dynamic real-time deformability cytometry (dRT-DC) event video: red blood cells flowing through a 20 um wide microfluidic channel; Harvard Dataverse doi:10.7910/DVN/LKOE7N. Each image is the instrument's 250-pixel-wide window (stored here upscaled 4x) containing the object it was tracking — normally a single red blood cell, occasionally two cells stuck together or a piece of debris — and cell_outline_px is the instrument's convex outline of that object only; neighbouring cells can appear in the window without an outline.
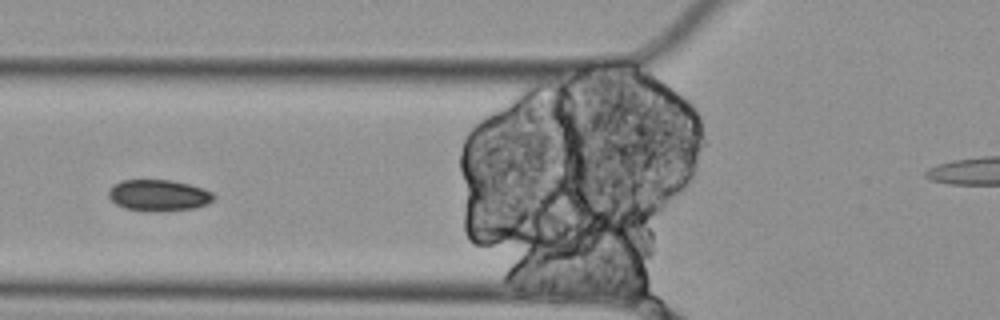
{"species": "Egyptian fruit bat (a non-hibernating species)", "species_latin": "Rousettus aegyptiacus", "temperature_condition": "cold", "stored_images_in_passage": 16, "camera_frame_rate_fps": 3000, "um_per_image_px": 0.085, "animal": {"sex": "female"}, "frame": {"image": 1, "passage_image": 5, "time_ms": 1.333, "image_size_px": [1000, 320], "cell_outline_px": [[216, 196], [208, 204], [196, 208], [124, 208], [116, 204], [108, 196], [108, 188], [112, 184], [120, 180], [172, 180], [204, 188], [212, 192]], "centroid_in_image_um": [13.47, 16.53], "position_along_channel_um": 112.3, "area_um2": 18.44}}
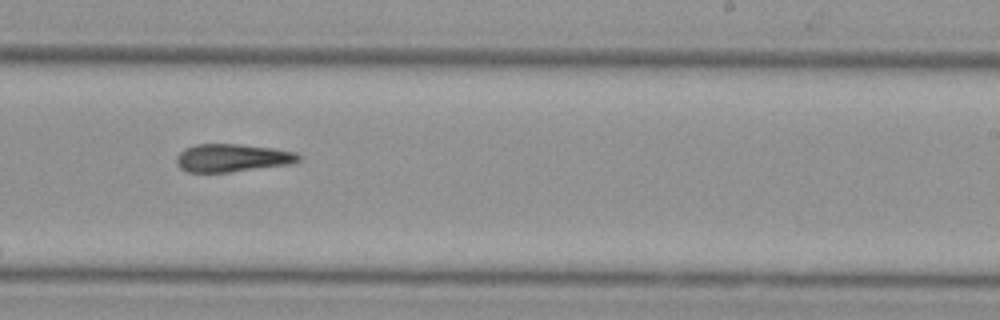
{"frame": {"image": 2, "passage_image": 11, "time_ms": 3.333, "image_size_px": [1000, 320], "cell_outline_px": [[300, 160], [296, 164], [228, 172], [188, 172], [180, 168], [176, 164], [176, 156], [184, 148], [196, 144], [240, 144], [272, 148], [296, 152], [300, 156]], "centroid_in_image_um": [19.76, 13.42], "position_along_channel_um": 269.2, "area_um2": 20.11}}
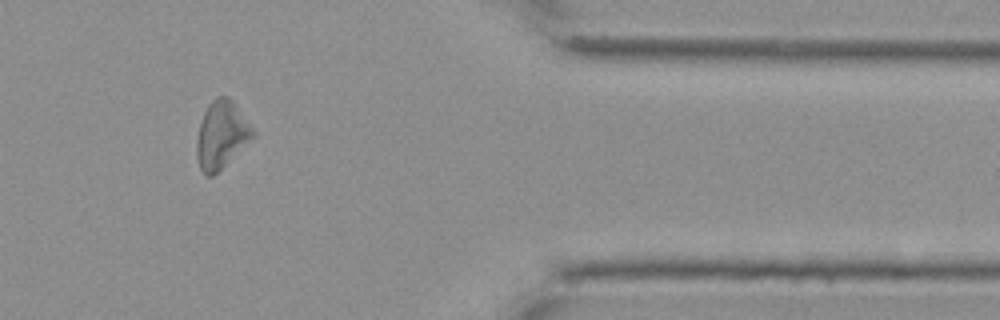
{"frame": {"image": 3, "passage_image": 14, "time_ms": 4.333, "image_size_px": [1000, 320], "cell_outline_px": [[256, 136], [212, 176], [208, 176], [200, 168], [196, 156], [196, 140], [200, 124], [204, 112], [208, 104], [216, 96], [228, 96], [232, 100], [256, 132]], "centroid_in_image_um": [18.82, 11.44], "position_along_channel_um": 392.6, "area_um2": 21.91}}